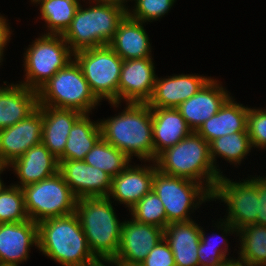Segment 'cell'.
Wrapping results in <instances>:
<instances>
[{
	"mask_svg": "<svg viewBox=\"0 0 266 266\" xmlns=\"http://www.w3.org/2000/svg\"><path fill=\"white\" fill-rule=\"evenodd\" d=\"M84 78L92 93L101 102H118V83L123 60L109 46L82 49L74 52Z\"/></svg>",
	"mask_w": 266,
	"mask_h": 266,
	"instance_id": "30bf717a",
	"label": "cell"
},
{
	"mask_svg": "<svg viewBox=\"0 0 266 266\" xmlns=\"http://www.w3.org/2000/svg\"><path fill=\"white\" fill-rule=\"evenodd\" d=\"M258 225L266 226V176L258 177Z\"/></svg>",
	"mask_w": 266,
	"mask_h": 266,
	"instance_id": "f35d334b",
	"label": "cell"
},
{
	"mask_svg": "<svg viewBox=\"0 0 266 266\" xmlns=\"http://www.w3.org/2000/svg\"><path fill=\"white\" fill-rule=\"evenodd\" d=\"M38 249L62 266H91L98 262L91 252L76 213L42 220Z\"/></svg>",
	"mask_w": 266,
	"mask_h": 266,
	"instance_id": "7a4b0ae2",
	"label": "cell"
},
{
	"mask_svg": "<svg viewBox=\"0 0 266 266\" xmlns=\"http://www.w3.org/2000/svg\"><path fill=\"white\" fill-rule=\"evenodd\" d=\"M216 266H245L239 259H227L224 262L220 263L219 265Z\"/></svg>",
	"mask_w": 266,
	"mask_h": 266,
	"instance_id": "b9f144b4",
	"label": "cell"
},
{
	"mask_svg": "<svg viewBox=\"0 0 266 266\" xmlns=\"http://www.w3.org/2000/svg\"><path fill=\"white\" fill-rule=\"evenodd\" d=\"M42 126V106H38L27 118L0 130V156L3 161L10 165L32 146L40 144Z\"/></svg>",
	"mask_w": 266,
	"mask_h": 266,
	"instance_id": "9a60e30c",
	"label": "cell"
},
{
	"mask_svg": "<svg viewBox=\"0 0 266 266\" xmlns=\"http://www.w3.org/2000/svg\"><path fill=\"white\" fill-rule=\"evenodd\" d=\"M200 235L201 226L193 220L166 225L164 239L173 252L176 266H199Z\"/></svg>",
	"mask_w": 266,
	"mask_h": 266,
	"instance_id": "44dd1931",
	"label": "cell"
},
{
	"mask_svg": "<svg viewBox=\"0 0 266 266\" xmlns=\"http://www.w3.org/2000/svg\"><path fill=\"white\" fill-rule=\"evenodd\" d=\"M83 8L80 4L70 26L62 34L73 52L109 45L120 22L127 15L123 8L96 0Z\"/></svg>",
	"mask_w": 266,
	"mask_h": 266,
	"instance_id": "5b68a950",
	"label": "cell"
},
{
	"mask_svg": "<svg viewBox=\"0 0 266 266\" xmlns=\"http://www.w3.org/2000/svg\"><path fill=\"white\" fill-rule=\"evenodd\" d=\"M164 238V229L139 223L131 218L121 226V241L112 260L121 266L140 265L149 252Z\"/></svg>",
	"mask_w": 266,
	"mask_h": 266,
	"instance_id": "7c38bea8",
	"label": "cell"
},
{
	"mask_svg": "<svg viewBox=\"0 0 266 266\" xmlns=\"http://www.w3.org/2000/svg\"><path fill=\"white\" fill-rule=\"evenodd\" d=\"M119 115L99 121L101 137L130 159L154 162L151 107L147 103L126 102Z\"/></svg>",
	"mask_w": 266,
	"mask_h": 266,
	"instance_id": "6da1fadb",
	"label": "cell"
},
{
	"mask_svg": "<svg viewBox=\"0 0 266 266\" xmlns=\"http://www.w3.org/2000/svg\"><path fill=\"white\" fill-rule=\"evenodd\" d=\"M154 162L159 172L196 181L211 194L222 176L212 163L209 143L196 132L160 152Z\"/></svg>",
	"mask_w": 266,
	"mask_h": 266,
	"instance_id": "3957f363",
	"label": "cell"
},
{
	"mask_svg": "<svg viewBox=\"0 0 266 266\" xmlns=\"http://www.w3.org/2000/svg\"><path fill=\"white\" fill-rule=\"evenodd\" d=\"M7 20L5 17L1 16L0 14V48L4 50L7 43L10 41V35L12 30L10 31V26L6 22Z\"/></svg>",
	"mask_w": 266,
	"mask_h": 266,
	"instance_id": "ab89813d",
	"label": "cell"
},
{
	"mask_svg": "<svg viewBox=\"0 0 266 266\" xmlns=\"http://www.w3.org/2000/svg\"><path fill=\"white\" fill-rule=\"evenodd\" d=\"M227 259L229 258L218 247L206 246L200 242L198 247L199 266H216Z\"/></svg>",
	"mask_w": 266,
	"mask_h": 266,
	"instance_id": "8d00e7d4",
	"label": "cell"
},
{
	"mask_svg": "<svg viewBox=\"0 0 266 266\" xmlns=\"http://www.w3.org/2000/svg\"><path fill=\"white\" fill-rule=\"evenodd\" d=\"M80 0H35L40 4V16L47 24L48 34L62 35L70 26L80 6Z\"/></svg>",
	"mask_w": 266,
	"mask_h": 266,
	"instance_id": "f1b7e54d",
	"label": "cell"
},
{
	"mask_svg": "<svg viewBox=\"0 0 266 266\" xmlns=\"http://www.w3.org/2000/svg\"><path fill=\"white\" fill-rule=\"evenodd\" d=\"M100 138L99 122L91 121L89 113L82 114L69 132L63 155L58 159V163L63 160H84Z\"/></svg>",
	"mask_w": 266,
	"mask_h": 266,
	"instance_id": "4316f807",
	"label": "cell"
},
{
	"mask_svg": "<svg viewBox=\"0 0 266 266\" xmlns=\"http://www.w3.org/2000/svg\"><path fill=\"white\" fill-rule=\"evenodd\" d=\"M0 91V130L27 118L38 108V92L22 84L7 85Z\"/></svg>",
	"mask_w": 266,
	"mask_h": 266,
	"instance_id": "7402d4cb",
	"label": "cell"
},
{
	"mask_svg": "<svg viewBox=\"0 0 266 266\" xmlns=\"http://www.w3.org/2000/svg\"><path fill=\"white\" fill-rule=\"evenodd\" d=\"M132 219L143 224H150L164 229L167 217L162 201L152 190L138 201L130 210Z\"/></svg>",
	"mask_w": 266,
	"mask_h": 266,
	"instance_id": "1f68e13d",
	"label": "cell"
},
{
	"mask_svg": "<svg viewBox=\"0 0 266 266\" xmlns=\"http://www.w3.org/2000/svg\"><path fill=\"white\" fill-rule=\"evenodd\" d=\"M211 77L179 74L158 78L147 105L151 108H177L181 103L195 95Z\"/></svg>",
	"mask_w": 266,
	"mask_h": 266,
	"instance_id": "ac0fdd59",
	"label": "cell"
},
{
	"mask_svg": "<svg viewBox=\"0 0 266 266\" xmlns=\"http://www.w3.org/2000/svg\"><path fill=\"white\" fill-rule=\"evenodd\" d=\"M150 166L128 165L117 176L112 178L108 198L125 204L129 210L147 193L152 191L154 173L157 171L155 162Z\"/></svg>",
	"mask_w": 266,
	"mask_h": 266,
	"instance_id": "d6986e66",
	"label": "cell"
},
{
	"mask_svg": "<svg viewBox=\"0 0 266 266\" xmlns=\"http://www.w3.org/2000/svg\"><path fill=\"white\" fill-rule=\"evenodd\" d=\"M131 160L125 153L109 144L102 137L84 158L88 165L103 170L112 178L123 171L131 163Z\"/></svg>",
	"mask_w": 266,
	"mask_h": 266,
	"instance_id": "4dcf8cb0",
	"label": "cell"
},
{
	"mask_svg": "<svg viewBox=\"0 0 266 266\" xmlns=\"http://www.w3.org/2000/svg\"><path fill=\"white\" fill-rule=\"evenodd\" d=\"M22 190L27 215L33 222L75 213L77 198L59 172Z\"/></svg>",
	"mask_w": 266,
	"mask_h": 266,
	"instance_id": "ba28073f",
	"label": "cell"
},
{
	"mask_svg": "<svg viewBox=\"0 0 266 266\" xmlns=\"http://www.w3.org/2000/svg\"><path fill=\"white\" fill-rule=\"evenodd\" d=\"M38 106L73 109L88 114L99 104L75 59L50 78L38 91Z\"/></svg>",
	"mask_w": 266,
	"mask_h": 266,
	"instance_id": "8992f818",
	"label": "cell"
},
{
	"mask_svg": "<svg viewBox=\"0 0 266 266\" xmlns=\"http://www.w3.org/2000/svg\"><path fill=\"white\" fill-rule=\"evenodd\" d=\"M6 167H8V165L3 161V159L0 156V172Z\"/></svg>",
	"mask_w": 266,
	"mask_h": 266,
	"instance_id": "7bdbcfd3",
	"label": "cell"
},
{
	"mask_svg": "<svg viewBox=\"0 0 266 266\" xmlns=\"http://www.w3.org/2000/svg\"><path fill=\"white\" fill-rule=\"evenodd\" d=\"M152 57L123 60L118 83V102H110L118 107L125 102L147 103L151 98L156 74Z\"/></svg>",
	"mask_w": 266,
	"mask_h": 266,
	"instance_id": "4fadbf2b",
	"label": "cell"
},
{
	"mask_svg": "<svg viewBox=\"0 0 266 266\" xmlns=\"http://www.w3.org/2000/svg\"><path fill=\"white\" fill-rule=\"evenodd\" d=\"M243 181L234 182L222 174L211 199H219L228 206V216L225 220L237 231L245 226L257 224L258 218V177H250Z\"/></svg>",
	"mask_w": 266,
	"mask_h": 266,
	"instance_id": "8fae6325",
	"label": "cell"
},
{
	"mask_svg": "<svg viewBox=\"0 0 266 266\" xmlns=\"http://www.w3.org/2000/svg\"><path fill=\"white\" fill-rule=\"evenodd\" d=\"M141 266H176L173 252L163 238L141 262Z\"/></svg>",
	"mask_w": 266,
	"mask_h": 266,
	"instance_id": "d590c367",
	"label": "cell"
},
{
	"mask_svg": "<svg viewBox=\"0 0 266 266\" xmlns=\"http://www.w3.org/2000/svg\"><path fill=\"white\" fill-rule=\"evenodd\" d=\"M24 53L25 81L19 84L38 91L58 70L64 68L74 52L60 34H46L36 38ZM23 82V83H22Z\"/></svg>",
	"mask_w": 266,
	"mask_h": 266,
	"instance_id": "52a82bcc",
	"label": "cell"
},
{
	"mask_svg": "<svg viewBox=\"0 0 266 266\" xmlns=\"http://www.w3.org/2000/svg\"><path fill=\"white\" fill-rule=\"evenodd\" d=\"M247 131L252 148L266 149V109L248 108Z\"/></svg>",
	"mask_w": 266,
	"mask_h": 266,
	"instance_id": "e575fe53",
	"label": "cell"
},
{
	"mask_svg": "<svg viewBox=\"0 0 266 266\" xmlns=\"http://www.w3.org/2000/svg\"><path fill=\"white\" fill-rule=\"evenodd\" d=\"M154 161L168 147L190 135L193 131L177 108H151Z\"/></svg>",
	"mask_w": 266,
	"mask_h": 266,
	"instance_id": "cb8c5ba5",
	"label": "cell"
},
{
	"mask_svg": "<svg viewBox=\"0 0 266 266\" xmlns=\"http://www.w3.org/2000/svg\"><path fill=\"white\" fill-rule=\"evenodd\" d=\"M111 198L77 199L75 213L87 238L92 254L98 261H112L121 241L122 222L117 219Z\"/></svg>",
	"mask_w": 266,
	"mask_h": 266,
	"instance_id": "277c9868",
	"label": "cell"
},
{
	"mask_svg": "<svg viewBox=\"0 0 266 266\" xmlns=\"http://www.w3.org/2000/svg\"><path fill=\"white\" fill-rule=\"evenodd\" d=\"M81 115V112L73 109L42 106L41 142L57 159L63 155L69 132Z\"/></svg>",
	"mask_w": 266,
	"mask_h": 266,
	"instance_id": "d4e9b609",
	"label": "cell"
},
{
	"mask_svg": "<svg viewBox=\"0 0 266 266\" xmlns=\"http://www.w3.org/2000/svg\"><path fill=\"white\" fill-rule=\"evenodd\" d=\"M230 96L220 107L219 111L206 120L196 131L205 141L212 140L233 134L247 131V111L248 107L236 103Z\"/></svg>",
	"mask_w": 266,
	"mask_h": 266,
	"instance_id": "603a6c76",
	"label": "cell"
},
{
	"mask_svg": "<svg viewBox=\"0 0 266 266\" xmlns=\"http://www.w3.org/2000/svg\"><path fill=\"white\" fill-rule=\"evenodd\" d=\"M58 172L77 199L107 197L110 192L112 177L84 160L60 161Z\"/></svg>",
	"mask_w": 266,
	"mask_h": 266,
	"instance_id": "5bb4252c",
	"label": "cell"
},
{
	"mask_svg": "<svg viewBox=\"0 0 266 266\" xmlns=\"http://www.w3.org/2000/svg\"><path fill=\"white\" fill-rule=\"evenodd\" d=\"M152 190L162 201L167 225L192 220L190 209H198L199 204L212 199V194L202 184L184 177L169 176L158 170L154 173Z\"/></svg>",
	"mask_w": 266,
	"mask_h": 266,
	"instance_id": "9c48e42d",
	"label": "cell"
},
{
	"mask_svg": "<svg viewBox=\"0 0 266 266\" xmlns=\"http://www.w3.org/2000/svg\"><path fill=\"white\" fill-rule=\"evenodd\" d=\"M5 170V168L0 172V177H1V173ZM2 178H0V192L5 188V185L3 183V181L1 180Z\"/></svg>",
	"mask_w": 266,
	"mask_h": 266,
	"instance_id": "ee69618b",
	"label": "cell"
},
{
	"mask_svg": "<svg viewBox=\"0 0 266 266\" xmlns=\"http://www.w3.org/2000/svg\"><path fill=\"white\" fill-rule=\"evenodd\" d=\"M230 92L216 79H210L195 95L181 103L177 109L193 132L216 114L230 97Z\"/></svg>",
	"mask_w": 266,
	"mask_h": 266,
	"instance_id": "e0dca14e",
	"label": "cell"
},
{
	"mask_svg": "<svg viewBox=\"0 0 266 266\" xmlns=\"http://www.w3.org/2000/svg\"><path fill=\"white\" fill-rule=\"evenodd\" d=\"M209 148L212 163L216 171L222 175L221 170L217 169L216 157L220 156L227 160L228 163L239 165L246 155L251 152L252 146L248 132H236L212 140L209 143Z\"/></svg>",
	"mask_w": 266,
	"mask_h": 266,
	"instance_id": "f546056e",
	"label": "cell"
},
{
	"mask_svg": "<svg viewBox=\"0 0 266 266\" xmlns=\"http://www.w3.org/2000/svg\"><path fill=\"white\" fill-rule=\"evenodd\" d=\"M240 252L238 259L245 266H266V226L252 224L237 231Z\"/></svg>",
	"mask_w": 266,
	"mask_h": 266,
	"instance_id": "83f0119b",
	"label": "cell"
},
{
	"mask_svg": "<svg viewBox=\"0 0 266 266\" xmlns=\"http://www.w3.org/2000/svg\"><path fill=\"white\" fill-rule=\"evenodd\" d=\"M132 11L129 9L127 15L135 20L152 22L164 17L171 9L176 0H134Z\"/></svg>",
	"mask_w": 266,
	"mask_h": 266,
	"instance_id": "836d02e7",
	"label": "cell"
},
{
	"mask_svg": "<svg viewBox=\"0 0 266 266\" xmlns=\"http://www.w3.org/2000/svg\"><path fill=\"white\" fill-rule=\"evenodd\" d=\"M29 220L24 194L20 187L10 185L0 192V224Z\"/></svg>",
	"mask_w": 266,
	"mask_h": 266,
	"instance_id": "d6a6232c",
	"label": "cell"
},
{
	"mask_svg": "<svg viewBox=\"0 0 266 266\" xmlns=\"http://www.w3.org/2000/svg\"><path fill=\"white\" fill-rule=\"evenodd\" d=\"M109 46L122 60L152 57L151 44L143 22L128 15L120 22Z\"/></svg>",
	"mask_w": 266,
	"mask_h": 266,
	"instance_id": "484cf974",
	"label": "cell"
},
{
	"mask_svg": "<svg viewBox=\"0 0 266 266\" xmlns=\"http://www.w3.org/2000/svg\"><path fill=\"white\" fill-rule=\"evenodd\" d=\"M96 1L107 3V4H111V5H115V6H119V7L123 8L125 11L129 10L128 7L125 4L129 0H96Z\"/></svg>",
	"mask_w": 266,
	"mask_h": 266,
	"instance_id": "60d3db41",
	"label": "cell"
},
{
	"mask_svg": "<svg viewBox=\"0 0 266 266\" xmlns=\"http://www.w3.org/2000/svg\"><path fill=\"white\" fill-rule=\"evenodd\" d=\"M3 52H4V50L0 48V63L3 61V58H2L4 56L3 55L4 54Z\"/></svg>",
	"mask_w": 266,
	"mask_h": 266,
	"instance_id": "f6af8a7d",
	"label": "cell"
},
{
	"mask_svg": "<svg viewBox=\"0 0 266 266\" xmlns=\"http://www.w3.org/2000/svg\"><path fill=\"white\" fill-rule=\"evenodd\" d=\"M220 220H222V222L221 221H219V223H217L218 224V226H217V224H215L216 225V227L218 228V230L220 229L222 232H224V234H225V236L223 235V233H222V236L221 235H219V237L221 236V240H222V242L221 243H223V244H221V246L219 247V245L220 244H218V245H216L214 242V244L211 242V239L213 240L214 238L212 237V238H210V239H208L205 235H206V233H205V231H204V229L201 227V235H200V242L201 243H203V244H206V246H212V247H218L225 255H228L227 253H228V242H227V240L228 239H226V234H231V233H234V232H236L237 233V230H236V228L233 226V225H231L228 221H226L225 219L223 220V219H221V217H220ZM212 236H213V234H212ZM218 236V235H217ZM225 237V238H224ZM219 239V240H220ZM218 241H216V243H217ZM212 243V244H211ZM223 246H224V248H223Z\"/></svg>",
	"mask_w": 266,
	"mask_h": 266,
	"instance_id": "74e56055",
	"label": "cell"
},
{
	"mask_svg": "<svg viewBox=\"0 0 266 266\" xmlns=\"http://www.w3.org/2000/svg\"><path fill=\"white\" fill-rule=\"evenodd\" d=\"M8 166L20 180V184L14 186L20 188L52 177L59 169L58 159L42 142L32 146Z\"/></svg>",
	"mask_w": 266,
	"mask_h": 266,
	"instance_id": "ffe728a7",
	"label": "cell"
},
{
	"mask_svg": "<svg viewBox=\"0 0 266 266\" xmlns=\"http://www.w3.org/2000/svg\"><path fill=\"white\" fill-rule=\"evenodd\" d=\"M38 247V225L32 220L0 224V266H19Z\"/></svg>",
	"mask_w": 266,
	"mask_h": 266,
	"instance_id": "2e32d148",
	"label": "cell"
}]
</instances>
